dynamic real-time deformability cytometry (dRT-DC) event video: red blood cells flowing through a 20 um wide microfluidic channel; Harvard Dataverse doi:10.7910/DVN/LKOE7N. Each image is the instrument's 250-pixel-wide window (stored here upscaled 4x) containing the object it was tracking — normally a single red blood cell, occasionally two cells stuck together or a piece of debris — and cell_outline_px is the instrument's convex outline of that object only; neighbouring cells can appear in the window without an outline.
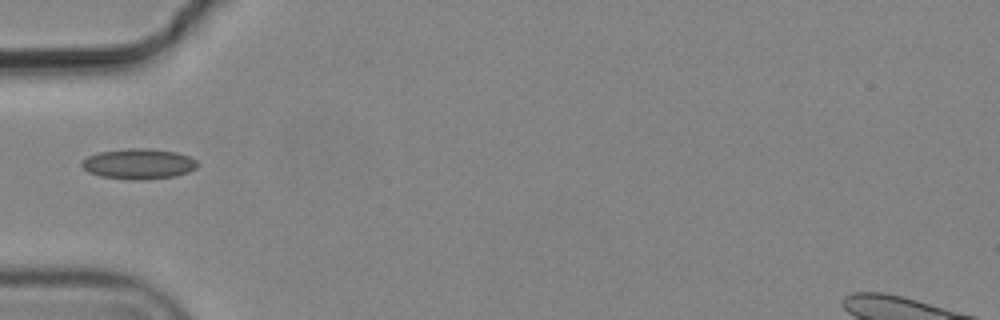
{"species": "common noctule bat (a hibernating species)", "species_latin": "Nyctalus noctula", "temperature_condition": "cold", "stored_images_in_passage": 1, "camera_frame_rate_fps": 3000, "um_per_image_px": 0.085, "animal": {"sex": "male", "body_mass_g": 19.2, "forearm_length_mm": 51.8}, "frame": {"image": 1, "passage_image": 1, "time_ms": 0.0, "image_size_px": [1000, 320], "cell_outline_px": [[200, 164], [196, 168], [188, 172], [176, 176], [144, 180], [132, 180], [100, 176], [88, 172], [80, 164], [88, 156], [100, 152], [128, 148], [148, 148], [176, 152], [188, 156], [196, 160]], "centroid_in_image_um": [11.81, 13.93], "position_along_channel_um": 73.2, "area_um2": 20.58}}